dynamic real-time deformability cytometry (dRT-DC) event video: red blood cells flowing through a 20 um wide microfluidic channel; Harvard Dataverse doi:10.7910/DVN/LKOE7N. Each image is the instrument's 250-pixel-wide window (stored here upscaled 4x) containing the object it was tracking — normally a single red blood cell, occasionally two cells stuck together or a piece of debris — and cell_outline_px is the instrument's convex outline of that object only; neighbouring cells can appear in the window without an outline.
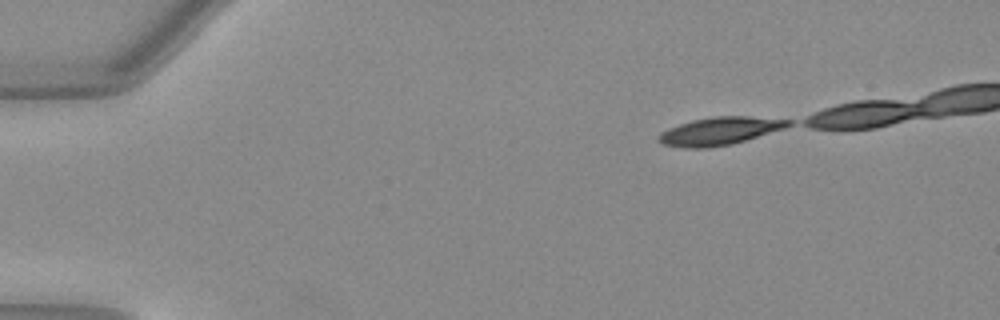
{"species": "Egyptian fruit bat (a non-hibernating species)", "species_latin": "Rousettus aegyptiacus", "temperature_condition": "warm", "stored_images_in_passage": 39, "camera_frame_rate_fps": 3000, "um_per_image_px": 0.085, "animal": {"sex": "female"}, "frame": {"image": 1, "passage_image": 1, "time_ms": 0.0, "image_size_px": [1000, 320], "cell_outline_px": [[792, 124], [784, 128], [732, 144], [708, 148], [684, 148], [664, 144], [656, 140], [656, 136], [660, 132], [668, 128], [692, 120], [712, 116], [748, 116], [792, 120]], "centroid_in_image_um": [61.12, 11.14], "position_along_channel_um": 23.9, "area_um2": 21.04}}
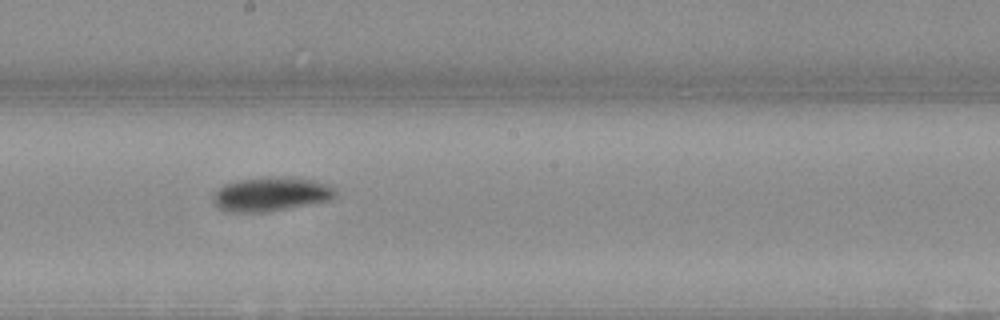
{"frame": {"image": 2, "passage_image": 23, "time_ms": 7.333, "image_size_px": [1000, 320], "cell_outline_px": [[336, 196], [328, 200], [268, 212], [228, 212], [216, 208], [212, 200], [216, 192], [224, 184], [236, 180], [268, 176], [272, 176], [316, 180], [332, 184], [336, 188]], "centroid_in_image_um": [23.03, 16.5], "position_along_channel_um": 225.2, "area_um2": 24.57}}
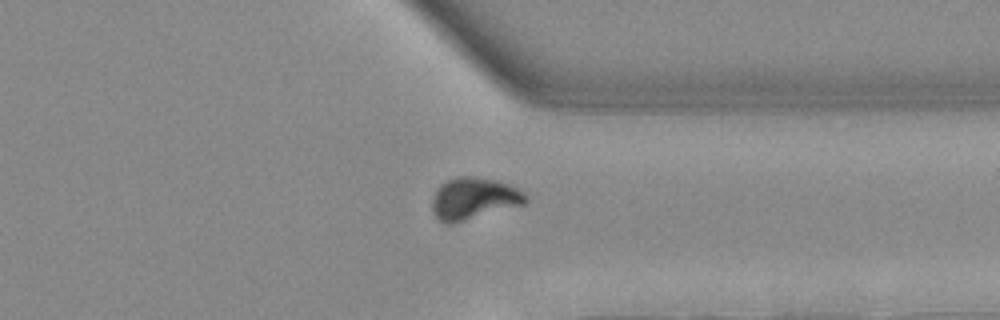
{"frame": {"image": 3, "passage_image": 34, "time_ms": 11.0, "image_size_px": [1000, 320], "cell_outline_px": [[528, 200], [524, 204], [452, 224], [444, 224], [436, 216], [432, 208], [432, 196], [436, 188], [440, 184], [456, 176], [468, 176], [496, 180], [508, 184], [516, 188]], "centroid_in_image_um": [40.21, 16.88], "position_along_channel_um": 371.2, "area_um2": 22.6}}